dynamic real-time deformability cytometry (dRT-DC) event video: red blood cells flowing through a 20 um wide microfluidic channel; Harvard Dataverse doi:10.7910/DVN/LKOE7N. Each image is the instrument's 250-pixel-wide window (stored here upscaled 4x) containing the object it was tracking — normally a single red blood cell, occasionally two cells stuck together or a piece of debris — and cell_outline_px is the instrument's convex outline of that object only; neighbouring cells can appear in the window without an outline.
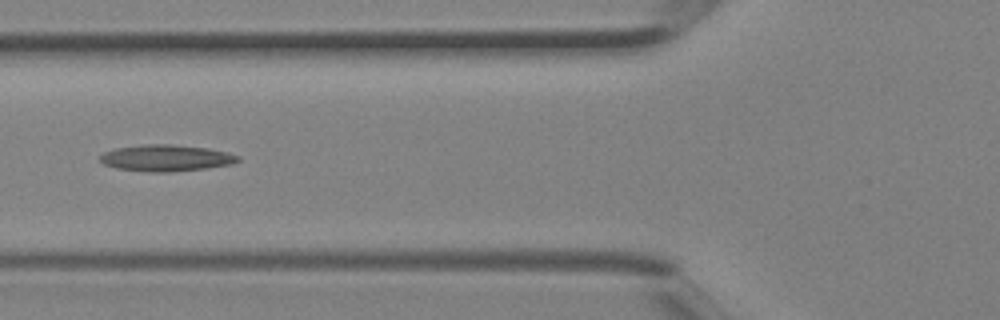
{"species": "Egyptian fruit bat (a non-hibernating species)", "species_latin": "Rousettus aegyptiacus", "temperature_condition": "room temperature", "stored_images_in_passage": 4, "camera_frame_rate_fps": 3000, "um_per_image_px": 0.085, "animal": {"sex": "female"}, "frame": {"image": 1, "passage_image": 4, "time_ms": 1.0, "image_size_px": [1000, 320], "cell_outline_px": [[240, 160], [232, 164], [208, 168], [172, 172], [152, 172], [116, 168], [104, 164], [100, 160], [100, 156], [104, 152], [116, 148], [144, 144], [172, 144], [208, 148], [228, 152], [240, 156]], "centroid_in_image_um": [14.15, 13.43], "position_along_channel_um": 111.6, "area_um2": 21.39}}